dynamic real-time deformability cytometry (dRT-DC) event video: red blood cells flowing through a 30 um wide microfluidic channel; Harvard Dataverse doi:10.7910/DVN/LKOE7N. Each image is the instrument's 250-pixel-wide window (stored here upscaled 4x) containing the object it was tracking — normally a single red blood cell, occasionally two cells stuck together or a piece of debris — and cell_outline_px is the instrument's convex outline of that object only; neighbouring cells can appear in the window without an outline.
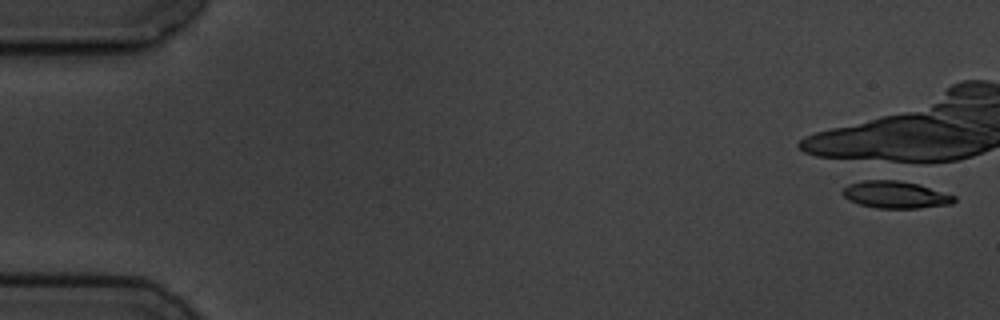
{"species": "common noctule bat (a hibernating species)", "species_latin": "Nyctalus noctula", "temperature_condition": "cold", "stored_images_in_passage": 1, "camera_frame_rate_fps": 3000, "um_per_image_px": 0.085, "animal": {"sex": "male", "body_mass_g": 19.5, "forearm_length_mm": 54.6}, "frame": {"image": 1, "passage_image": 1, "time_ms": 0.0, "image_size_px": [1000, 320], "cell_outline_px": [[956, 200], [952, 204], [920, 208], [876, 208], [860, 204], [848, 200], [840, 192], [848, 184], [864, 180], [892, 176], [920, 184], [956, 196]], "centroid_in_image_um": [76.1, 16.49], "position_along_channel_um": 8.9, "area_um2": 18.5}}